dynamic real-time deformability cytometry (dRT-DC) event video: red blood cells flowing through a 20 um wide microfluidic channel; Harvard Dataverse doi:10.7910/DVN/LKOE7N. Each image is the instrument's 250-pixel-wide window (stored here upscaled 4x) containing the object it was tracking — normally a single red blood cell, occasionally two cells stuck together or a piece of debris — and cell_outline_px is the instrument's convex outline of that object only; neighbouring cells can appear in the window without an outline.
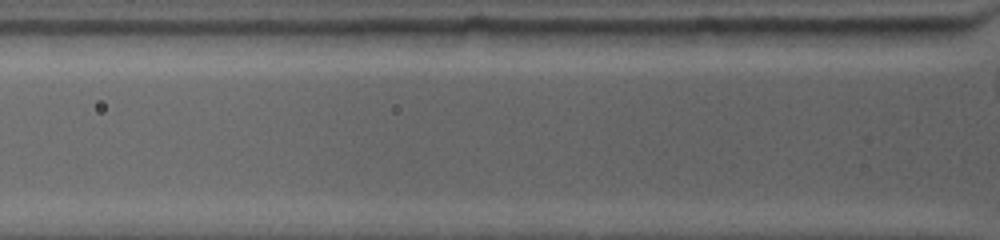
{"species": "common noctule bat (a hibernating species)", "species_latin": "Nyctalus noctula", "temperature_condition": "warm", "stored_images_in_passage": 2, "camera_frame_rate_fps": 4500, "um_per_image_px": 0.085, "animal": {"sex": "female", "body_mass_g": 19.0, "forearm_length_mm": 53.3}, "frame": {"image": 1, "passage_image": 2, "time_ms": 0.667, "image_size_px": [1000, 240], "cell_outline_px": [[940, 32], [936, 44], [848, 44], [824, 32], [824, 28], [940, 28]], "centroid_in_image_um": [75.26, 3.03], "position_along_channel_um": 50.5, "area_um2": 12.2}}